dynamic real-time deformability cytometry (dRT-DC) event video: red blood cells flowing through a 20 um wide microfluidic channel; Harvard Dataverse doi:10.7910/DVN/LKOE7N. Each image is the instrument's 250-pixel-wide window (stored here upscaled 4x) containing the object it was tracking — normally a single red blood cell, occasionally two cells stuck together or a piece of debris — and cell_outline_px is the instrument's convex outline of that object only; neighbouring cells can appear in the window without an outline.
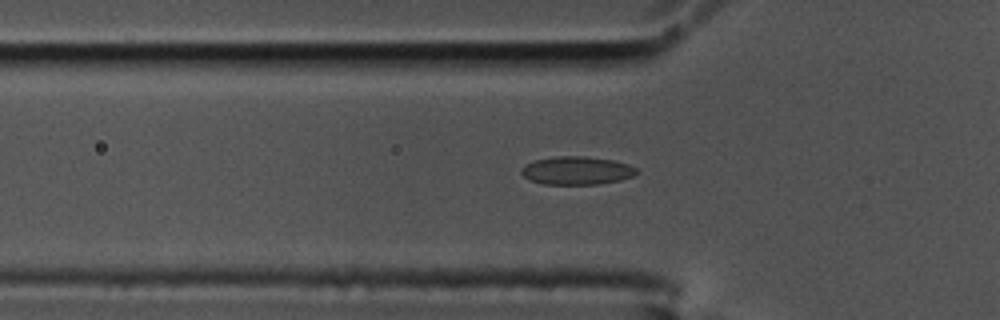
{"species": "common noctule bat (a hibernating species)", "species_latin": "Nyctalus noctula", "temperature_condition": "cold", "stored_images_in_passage": 53, "camera_frame_rate_fps": 3000, "um_per_image_px": 0.085, "animal": {"sex": "male", "body_mass_g": 17.5, "forearm_length_mm": 52.3}, "frame": {"image": 1, "passage_image": 19, "time_ms": 6.0, "image_size_px": [1000, 320], "cell_outline_px": [[636, 172], [632, 176], [620, 180], [596, 184], [544, 184], [528, 180], [520, 172], [520, 168], [532, 160], [556, 156], [584, 156], [612, 160], [628, 164], [636, 168]], "centroid_in_image_um": [48.96, 14.49], "position_along_channel_um": 76.8, "area_um2": 18.9}}
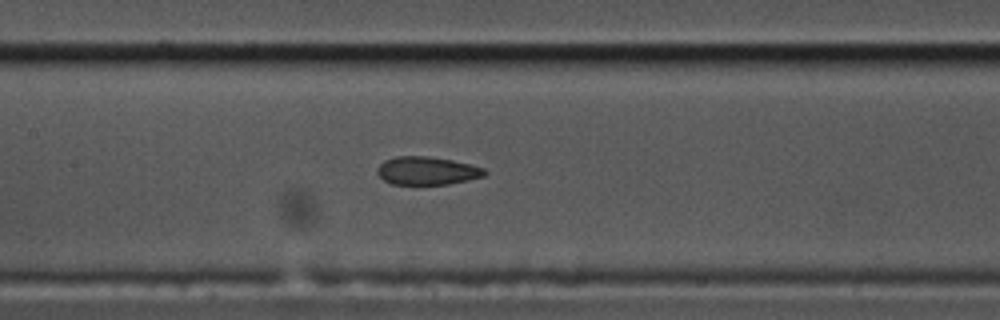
{"frame": {"image": 2, "passage_image": 27, "time_ms": 8.667, "image_size_px": [1000, 320], "cell_outline_px": [[488, 172], [484, 176], [468, 180], [448, 184], [392, 184], [384, 180], [376, 172], [380, 164], [384, 160], [396, 156], [428, 156], [452, 160], [484, 168]], "centroid_in_image_um": [36.29, 14.51], "position_along_channel_um": 171.1, "area_um2": 17.51}}
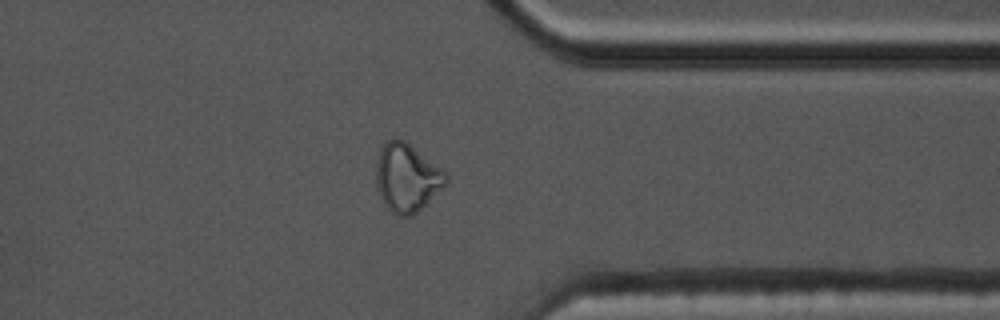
{"frame": {"image": 3, "passage_image": 45, "time_ms": 14.667, "image_size_px": [1000, 320], "cell_outline_px": [[448, 184], [412, 216], [400, 216], [392, 212], [384, 204], [376, 188], [376, 160], [380, 148], [384, 140], [404, 140], [440, 168], [448, 176]], "centroid_in_image_um": [34.56, 15.12], "position_along_channel_um": 376.8, "area_um2": 27.63}}